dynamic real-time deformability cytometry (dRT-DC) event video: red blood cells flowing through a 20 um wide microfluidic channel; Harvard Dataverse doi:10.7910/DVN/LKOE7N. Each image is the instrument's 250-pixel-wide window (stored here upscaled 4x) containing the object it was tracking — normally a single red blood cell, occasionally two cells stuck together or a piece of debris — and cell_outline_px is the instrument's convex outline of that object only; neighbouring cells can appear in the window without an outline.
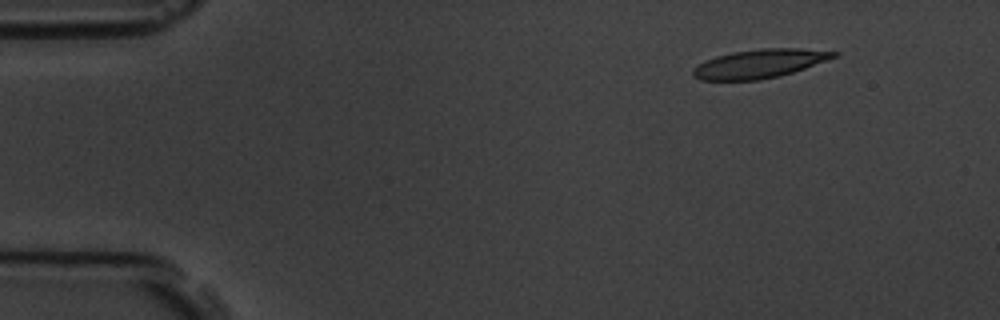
{"species": "common noctule bat (a hibernating species)", "species_latin": "Nyctalus noctula", "temperature_condition": "room temperature", "stored_images_in_passage": 4, "camera_frame_rate_fps": 3000, "um_per_image_px": 0.085, "animal": {"sex": "male", "body_mass_g": 19.5, "forearm_length_mm": 54.6}, "frame": {"image": 1, "passage_image": 1, "time_ms": 0.0, "image_size_px": [1000, 320], "cell_outline_px": [[840, 52], [836, 56], [804, 68], [780, 76], [760, 80], [700, 80], [692, 76], [692, 68], [716, 56], [732, 52], [760, 48], [800, 48]], "centroid_in_image_um": [64.53, 5.41], "position_along_channel_um": 20.5, "area_um2": 23.41}}
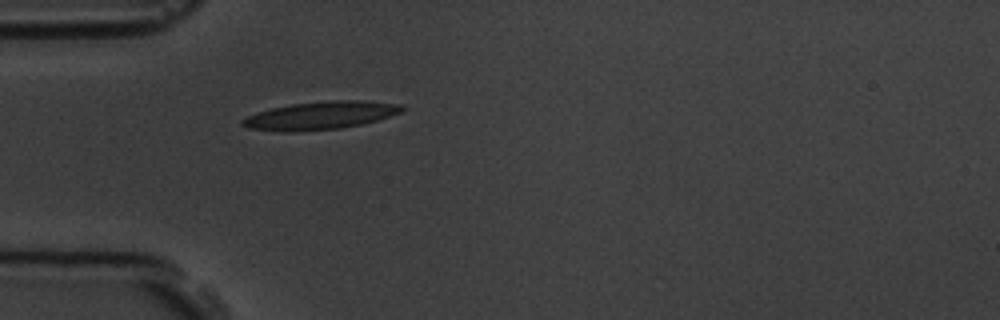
{"frame": {"image": 2, "passage_image": 4, "time_ms": 3.333, "image_size_px": [1000, 320], "cell_outline_px": [[404, 108], [400, 112], [376, 120], [360, 124], [340, 128], [284, 132], [248, 128], [240, 124], [240, 120], [256, 112], [272, 108], [292, 104], [332, 100], [364, 100], [404, 104]], "centroid_in_image_um": [27.22, 9.8], "position_along_channel_um": 57.8, "area_um2": 25.78}}